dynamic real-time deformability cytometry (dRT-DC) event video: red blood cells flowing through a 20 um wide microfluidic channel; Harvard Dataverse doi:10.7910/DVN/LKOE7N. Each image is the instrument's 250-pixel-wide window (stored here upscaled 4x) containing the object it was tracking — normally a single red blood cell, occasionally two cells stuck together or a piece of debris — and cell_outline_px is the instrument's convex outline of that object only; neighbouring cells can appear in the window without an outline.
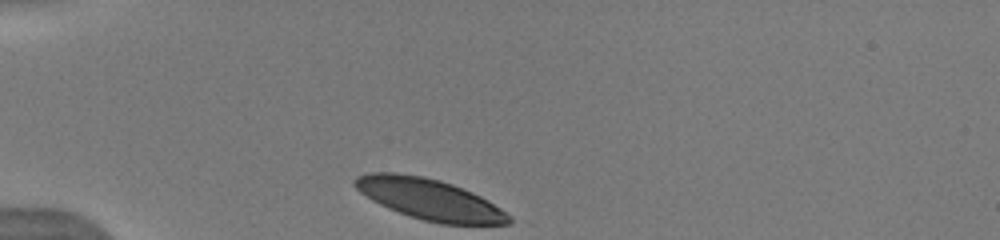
{"species": "human", "species_latin": "Homo sapiens", "temperature_condition": "warm", "stored_images_in_passage": 11, "camera_frame_rate_fps": 3000, "um_per_image_px": 0.085, "donor": {"sex": "male"}, "frame": {"image": 1, "passage_image": 1, "time_ms": 0.0, "image_size_px": [1000, 240], "cell_outline_px": [[512, 224], [440, 224], [424, 220], [388, 208], [372, 200], [360, 192], [352, 184], [352, 180], [356, 176], [372, 172], [396, 172], [424, 176], [440, 180], [452, 184], [472, 192], [480, 196], [500, 208], [512, 216]], "centroid_in_image_um": [36.5, 16.92], "position_along_channel_um": 48.5, "area_um2": 36.7}}